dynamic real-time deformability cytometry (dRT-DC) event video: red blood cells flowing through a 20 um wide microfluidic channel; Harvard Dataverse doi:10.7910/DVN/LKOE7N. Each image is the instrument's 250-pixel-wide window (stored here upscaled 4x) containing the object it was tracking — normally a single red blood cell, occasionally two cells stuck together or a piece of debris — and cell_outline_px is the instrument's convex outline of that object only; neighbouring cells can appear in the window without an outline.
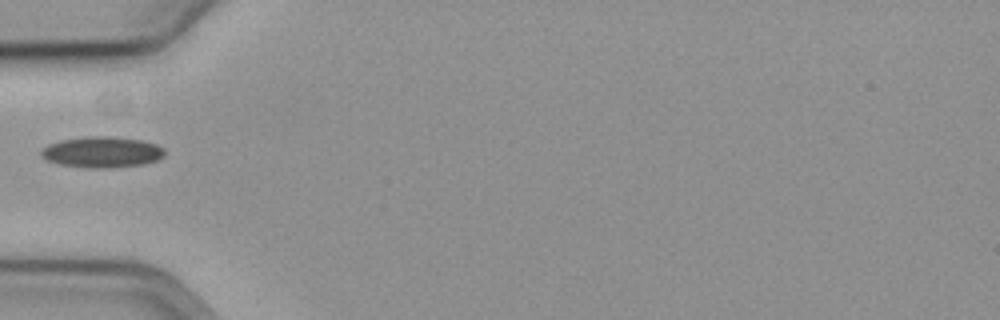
{"species": "common noctule bat (a hibernating species)", "species_latin": "Nyctalus noctula", "temperature_condition": "cold", "stored_images_in_passage": 3, "camera_frame_rate_fps": 3000, "um_per_image_px": 0.085, "animal": {"sex": "female", "body_mass_g": 19.3, "forearm_length_mm": 54.1}, "frame": {"image": 1, "passage_image": 1, "time_ms": 0.0, "image_size_px": [1000, 320], "cell_outline_px": [[164, 156], [156, 160], [144, 164], [108, 168], [84, 168], [60, 164], [48, 160], [40, 156], [40, 152], [48, 144], [60, 140], [88, 136], [112, 136], [140, 140], [156, 144], [164, 148]], "centroid_in_image_um": [8.66, 12.93], "position_along_channel_um": 76.3, "area_um2": 22.31}}